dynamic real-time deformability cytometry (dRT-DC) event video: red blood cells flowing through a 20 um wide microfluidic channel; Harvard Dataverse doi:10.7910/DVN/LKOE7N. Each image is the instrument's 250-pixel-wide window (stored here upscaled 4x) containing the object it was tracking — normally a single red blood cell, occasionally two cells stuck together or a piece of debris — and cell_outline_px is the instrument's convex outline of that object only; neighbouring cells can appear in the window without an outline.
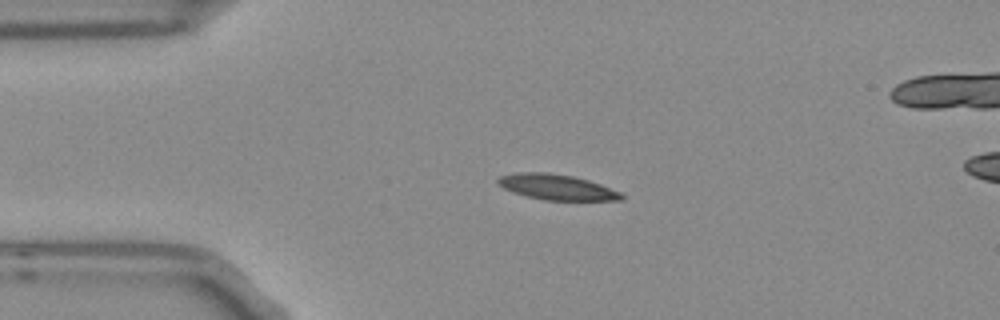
{"species": "Egyptian fruit bat (a non-hibernating species)", "species_latin": "Rousettus aegyptiacus", "temperature_condition": "room temperature", "stored_images_in_passage": 4, "camera_frame_rate_fps": 3000, "um_per_image_px": 0.085, "frame": {"image": 1, "passage_image": 2, "time_ms": 0.333, "image_size_px": [1000, 320], "cell_outline_px": [[624, 200], [544, 200], [524, 196], [512, 192], [496, 184], [496, 180], [500, 176], [516, 172], [548, 172], [572, 176], [588, 180], [600, 184], [620, 192], [624, 196]], "centroid_in_image_um": [47.28, 15.9], "position_along_channel_um": 37.7, "area_um2": 18.44}}